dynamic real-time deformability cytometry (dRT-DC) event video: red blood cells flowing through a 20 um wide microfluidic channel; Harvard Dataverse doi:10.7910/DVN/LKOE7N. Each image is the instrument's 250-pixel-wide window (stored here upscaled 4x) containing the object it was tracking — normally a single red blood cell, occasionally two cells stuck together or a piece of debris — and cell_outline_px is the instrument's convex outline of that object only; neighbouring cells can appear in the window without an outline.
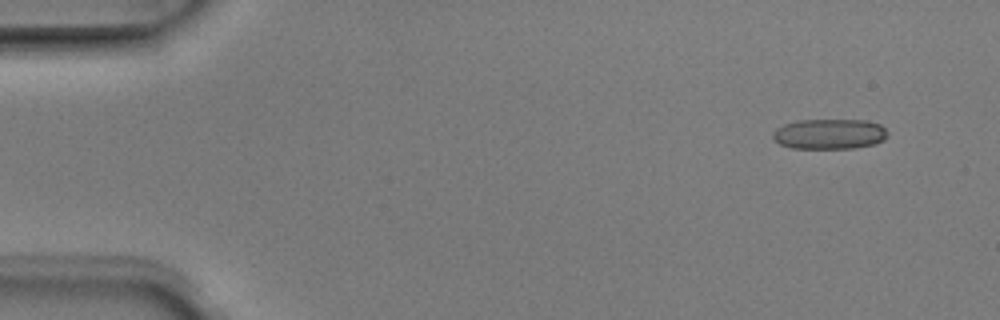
{"species": "Egyptian fruit bat (a non-hibernating species)", "species_latin": "Rousettus aegyptiacus", "temperature_condition": "room temperature", "stored_images_in_passage": 4, "camera_frame_rate_fps": 3000, "um_per_image_px": 0.085, "animal": {"sex": "male"}, "frame": {"image": 1, "passage_image": 1, "time_ms": 0.0, "image_size_px": [1000, 320], "cell_outline_px": [[888, 136], [884, 140], [876, 144], [856, 148], [792, 148], [780, 144], [772, 140], [772, 132], [776, 128], [784, 124], [796, 120], [864, 120], [880, 124], [888, 132]], "centroid_in_image_um": [70.5, 11.39], "position_along_channel_um": 14.5, "area_um2": 20.52}}
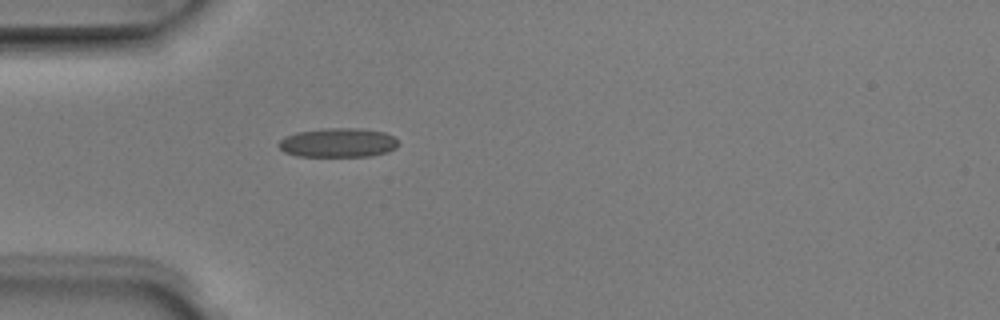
{"frame": {"image": 2, "passage_image": 4, "time_ms": 1.0, "image_size_px": [1000, 320], "cell_outline_px": [[400, 144], [396, 148], [388, 152], [372, 156], [296, 156], [284, 152], [276, 144], [284, 136], [296, 132], [328, 128], [360, 128], [384, 132], [392, 136]], "centroid_in_image_um": [28.72, 12.13], "position_along_channel_um": 56.3, "area_um2": 20.52}}